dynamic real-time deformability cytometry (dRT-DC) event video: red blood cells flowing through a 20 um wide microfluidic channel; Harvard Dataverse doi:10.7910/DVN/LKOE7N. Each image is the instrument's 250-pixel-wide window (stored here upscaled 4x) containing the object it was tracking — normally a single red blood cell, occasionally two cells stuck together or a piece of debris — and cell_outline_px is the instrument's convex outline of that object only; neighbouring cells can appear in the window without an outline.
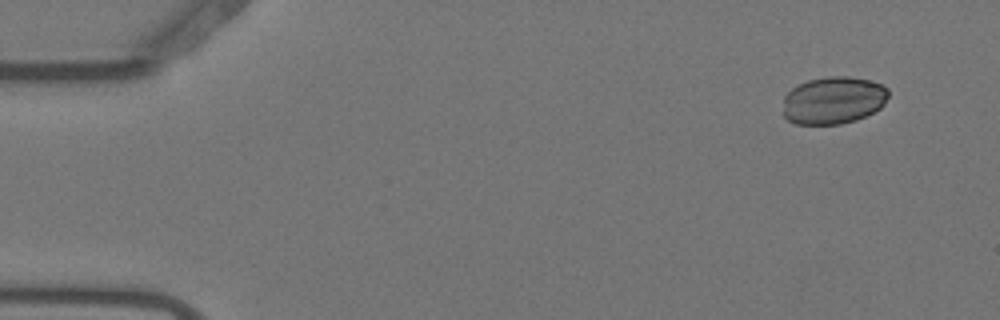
{"species": "Egyptian fruit bat (a non-hibernating species)", "species_latin": "Rousettus aegyptiacus", "temperature_condition": "warm", "stored_images_in_passage": 43, "camera_frame_rate_fps": 3000, "um_per_image_px": 0.085, "animal": {"sex": "female"}, "frame": {"image": 1, "passage_image": 2, "time_ms": 0.333, "image_size_px": [1000, 320], "cell_outline_px": [[888, 96], [884, 104], [880, 108], [856, 120], [840, 124], [796, 124], [788, 120], [784, 116], [784, 96], [792, 88], [808, 80], [828, 76], [848, 76], [868, 80], [880, 84], [888, 88]], "centroid_in_image_um": [70.83, 8.52], "position_along_channel_um": 14.2, "area_um2": 29.07}}
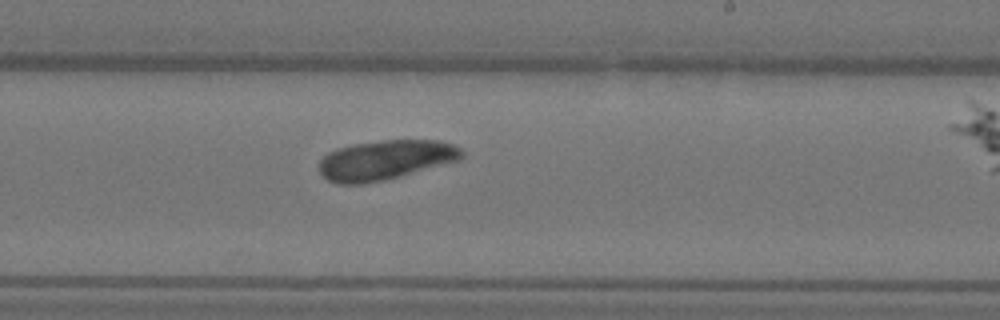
{"frame": {"image": 2, "passage_image": 31, "time_ms": 10.0, "image_size_px": [1000, 320], "cell_outline_px": [[464, 156], [460, 160], [400, 176], [384, 180], [364, 184], [340, 184], [328, 180], [320, 172], [320, 160], [328, 152], [336, 148], [352, 144], [384, 140], [440, 140], [452, 144], [460, 148], [464, 152]], "centroid_in_image_um": [32.77, 13.59], "position_along_channel_um": 256.2, "area_um2": 33.0}}
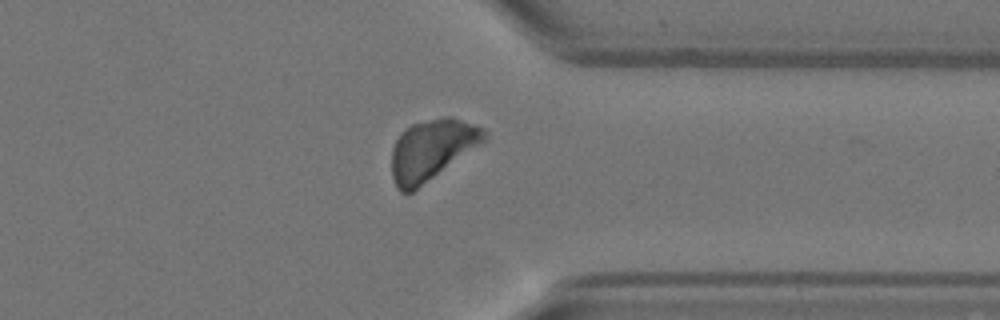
{"frame": {"image": 3, "passage_image": 41, "time_ms": 13.333, "image_size_px": [1000, 320], "cell_outline_px": [[488, 136], [484, 140], [412, 192], [400, 192], [396, 188], [392, 176], [392, 148], [400, 132], [404, 128], [412, 124], [440, 116], [452, 116], [476, 124], [484, 128], [488, 132]], "centroid_in_image_um": [36.67, 12.68], "position_along_channel_um": 374.7, "area_um2": 32.43}}